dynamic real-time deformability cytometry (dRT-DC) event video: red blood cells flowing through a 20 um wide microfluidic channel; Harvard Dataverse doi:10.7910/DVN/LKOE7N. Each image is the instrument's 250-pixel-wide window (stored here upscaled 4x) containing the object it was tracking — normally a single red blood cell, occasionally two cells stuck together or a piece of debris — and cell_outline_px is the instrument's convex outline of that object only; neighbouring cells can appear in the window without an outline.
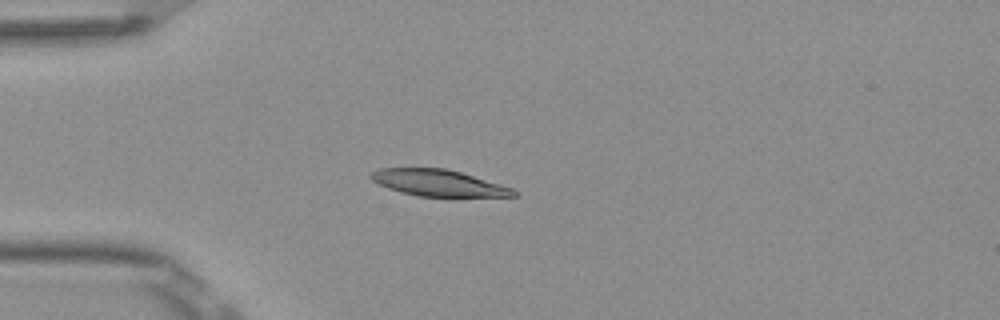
{"species": "Egyptian fruit bat (a non-hibernating species)", "species_latin": "Rousettus aegyptiacus", "temperature_condition": "room temperature", "stored_images_in_passage": 4, "camera_frame_rate_fps": 3000, "um_per_image_px": 0.085, "frame": {"image": 1, "passage_image": 3, "time_ms": 0.667, "image_size_px": [1000, 320], "cell_outline_px": [[520, 196], [420, 196], [400, 192], [388, 188], [372, 180], [368, 176], [372, 172], [380, 168], [444, 168], [460, 172], [500, 184], [512, 188]], "centroid_in_image_um": [37.23, 15.54], "position_along_channel_um": 47.8, "area_um2": 21.68}}